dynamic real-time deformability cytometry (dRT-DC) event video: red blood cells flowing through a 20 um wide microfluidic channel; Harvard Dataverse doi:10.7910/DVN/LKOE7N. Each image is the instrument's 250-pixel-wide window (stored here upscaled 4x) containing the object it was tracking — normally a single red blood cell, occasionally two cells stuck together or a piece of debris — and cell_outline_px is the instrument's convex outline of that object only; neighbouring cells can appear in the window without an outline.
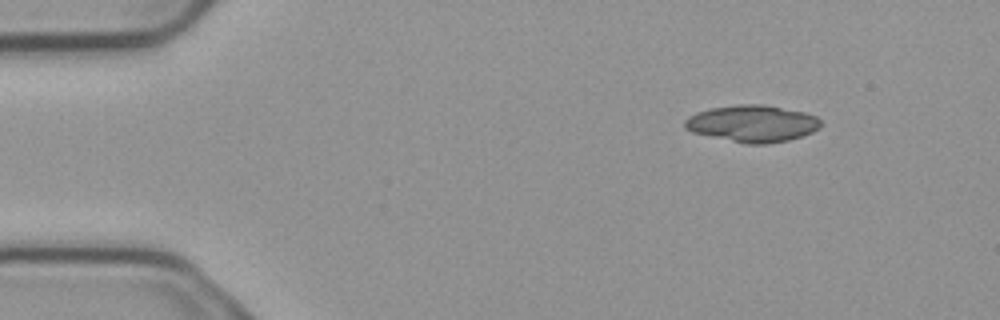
{"species": "common noctule bat (a hibernating species)", "species_latin": "Nyctalus noctula", "temperature_condition": "cold", "stored_images_in_passage": 2, "camera_frame_rate_fps": 3000, "um_per_image_px": 0.085, "animal": {"sex": "male", "body_mass_g": 23.1, "forearm_length_mm": 52.7}, "frame": {"image": 1, "passage_image": 1, "time_ms": 0.0, "image_size_px": [1000, 320], "cell_outline_px": [[820, 128], [812, 132], [788, 140], [768, 144], [744, 144], [692, 132], [684, 128], [684, 120], [688, 116], [696, 112], [712, 108], [736, 104], [764, 104], [804, 112], [816, 116], [820, 120]], "centroid_in_image_um": [63.93, 10.5], "position_along_channel_um": 21.1, "area_um2": 29.3}}